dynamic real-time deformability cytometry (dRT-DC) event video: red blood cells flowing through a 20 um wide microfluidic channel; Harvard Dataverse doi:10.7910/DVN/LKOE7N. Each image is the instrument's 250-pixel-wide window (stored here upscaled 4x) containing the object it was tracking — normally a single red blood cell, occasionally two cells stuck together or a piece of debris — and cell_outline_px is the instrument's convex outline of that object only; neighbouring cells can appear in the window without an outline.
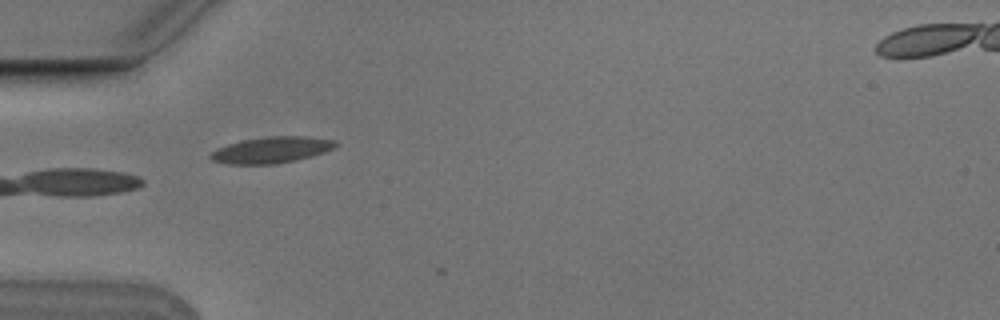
{"species": "Egyptian fruit bat (a non-hibernating species)", "species_latin": "Rousettus aegyptiacus", "temperature_condition": "cold", "stored_images_in_passage": 3, "camera_frame_rate_fps": 3000, "um_per_image_px": 0.085, "animal": {"sex": "male"}, "frame": {"image": 1, "passage_image": 2, "time_ms": 0.333, "image_size_px": [1000, 320], "cell_outline_px": [[336, 144], [332, 148], [324, 152], [296, 160], [276, 164], [228, 164], [212, 160], [208, 156], [216, 148], [240, 140], [268, 136], [304, 136], [332, 140]], "centroid_in_image_um": [23.0, 12.74], "position_along_channel_um": 62.0, "area_um2": 18.96}}